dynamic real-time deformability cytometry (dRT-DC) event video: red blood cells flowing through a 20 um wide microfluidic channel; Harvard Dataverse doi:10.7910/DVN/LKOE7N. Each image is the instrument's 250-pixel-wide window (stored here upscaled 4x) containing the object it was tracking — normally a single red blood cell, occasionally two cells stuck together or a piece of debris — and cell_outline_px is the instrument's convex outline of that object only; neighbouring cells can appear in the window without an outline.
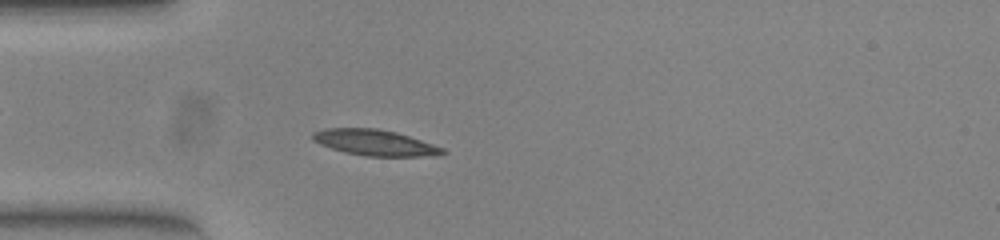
{"species": "common noctule bat (a hibernating species)", "species_latin": "Nyctalus noctula", "temperature_condition": "warm", "stored_images_in_passage": 46, "camera_frame_rate_fps": 3000, "um_per_image_px": 0.085, "animal": {"sex": "female", "body_mass_g": 23.0, "forearm_length_mm": 53.4}, "frame": {"image": 1, "passage_image": 8, "time_ms": 2.333, "image_size_px": [1000, 240], "cell_outline_px": [[448, 152], [436, 156], [368, 156], [344, 152], [320, 144], [312, 140], [312, 132], [324, 128], [376, 128], [396, 132], [444, 148]], "centroid_in_image_um": [31.85, 12.12], "position_along_channel_um": 53.1, "area_um2": 19.54}}
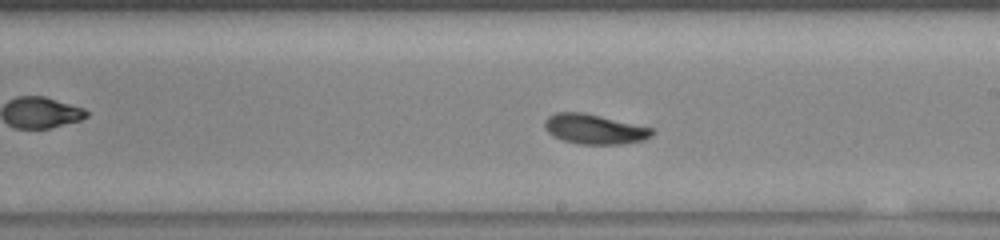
{"frame": {"image": 2, "passage_image": 23, "time_ms": 7.333, "image_size_px": [1000, 240], "cell_outline_px": [[652, 136], [644, 140], [620, 144], [580, 144], [564, 140], [548, 132], [544, 128], [544, 120], [548, 116], [556, 112], [584, 112], [652, 128]], "centroid_in_image_um": [50.5, 10.97], "position_along_channel_um": 238.5, "area_um2": 18.5}}
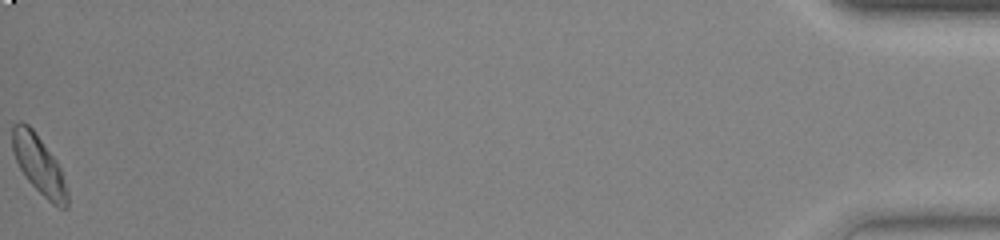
{"frame": {"image": 3, "passage_image": 46, "time_ms": 15.0, "image_size_px": [1000, 240], "cell_outline_px": [[68, 208], [60, 208], [52, 204], [28, 180], [20, 168], [12, 152], [12, 124], [20, 120], [28, 124], [32, 128], [56, 160], [60, 168], [68, 188]], "centroid_in_image_um": [3.31, 13.99], "position_along_channel_um": 431.9, "area_um2": 18.79}, "authors_computed_cell_mechanics": {"area_um2": 18.4382, "velocity_mm_per_s": 3.8677, "shape_relaxation_time_tau1_ms": 2.5863, "shape_relaxation_time_tau2_ms": null, "deformation_change_tau1": 0.1153, "deformation_change_tau2": null}}